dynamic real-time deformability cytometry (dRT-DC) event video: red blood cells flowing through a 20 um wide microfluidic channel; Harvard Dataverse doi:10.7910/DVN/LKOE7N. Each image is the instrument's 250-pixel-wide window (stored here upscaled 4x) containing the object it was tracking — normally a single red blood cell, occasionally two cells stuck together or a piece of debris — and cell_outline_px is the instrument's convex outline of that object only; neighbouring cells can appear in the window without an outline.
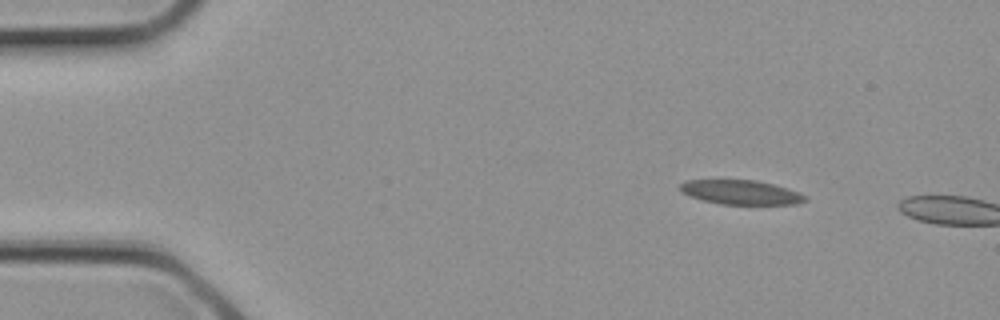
{"species": "common noctule bat (a hibernating species)", "species_latin": "Nyctalus noctula", "temperature_condition": "cold", "stored_images_in_passage": 2, "camera_frame_rate_fps": 3000, "um_per_image_px": 0.085, "animal": {"sex": "female", "body_mass_g": 21.9}, "frame": {"image": 1, "passage_image": 1, "time_ms": 0.0, "image_size_px": [1000, 320], "cell_outline_px": [[808, 200], [796, 204], [720, 204], [704, 200], [680, 192], [680, 184], [688, 180], [756, 180], [772, 184], [800, 192]], "centroid_in_image_um": [62.98, 16.34], "position_along_channel_um": 22.0, "area_um2": 17.51}}